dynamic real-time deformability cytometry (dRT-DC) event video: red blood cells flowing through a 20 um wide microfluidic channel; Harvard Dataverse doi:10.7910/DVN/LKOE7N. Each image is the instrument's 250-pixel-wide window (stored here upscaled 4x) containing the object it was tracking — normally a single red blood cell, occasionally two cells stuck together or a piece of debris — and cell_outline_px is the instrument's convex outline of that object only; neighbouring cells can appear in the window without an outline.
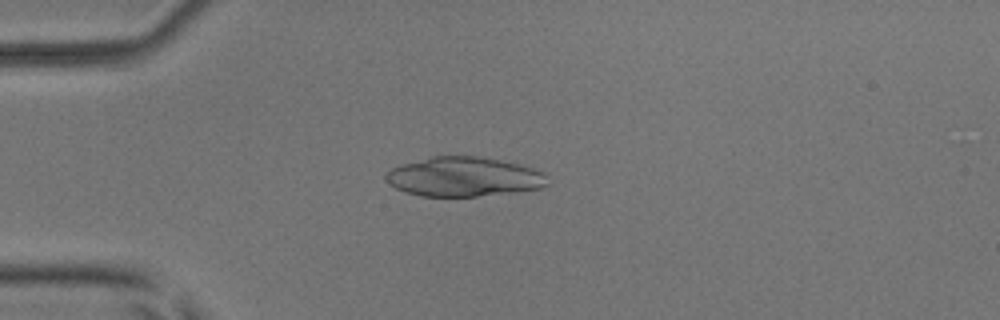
{"species": "common noctule bat (a hibernating species)", "species_latin": "Nyctalus noctula", "temperature_condition": "room temperature", "stored_images_in_passage": 1, "camera_frame_rate_fps": 3000, "um_per_image_px": 0.085, "animal": {"sex": "male", "body_mass_g": 17.9, "forearm_length_mm": 54.2}, "frame": {"image": 1, "passage_image": 1, "time_ms": 0.0, "image_size_px": [1000, 320], "cell_outline_px": [[548, 184], [540, 188], [512, 192], [476, 196], [420, 196], [404, 192], [388, 184], [384, 180], [384, 176], [392, 168], [404, 164], [432, 156], [476, 156], [500, 160], [520, 164], [532, 168], [548, 176]], "centroid_in_image_um": [39.4, 15.03], "position_along_channel_um": 45.6, "area_um2": 36.99}}